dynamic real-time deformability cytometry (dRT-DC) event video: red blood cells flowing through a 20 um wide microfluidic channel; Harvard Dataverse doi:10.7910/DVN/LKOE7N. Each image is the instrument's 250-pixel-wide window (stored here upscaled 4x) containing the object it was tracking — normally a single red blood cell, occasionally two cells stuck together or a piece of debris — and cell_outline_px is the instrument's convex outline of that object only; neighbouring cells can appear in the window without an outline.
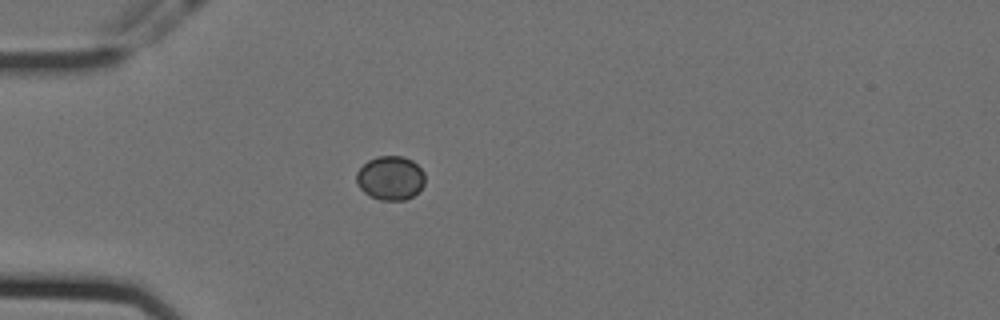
{"species": "Egyptian fruit bat (a non-hibernating species)", "species_latin": "Rousettus aegyptiacus", "temperature_condition": "cold", "stored_images_in_passage": 43, "camera_frame_rate_fps": 3000, "um_per_image_px": 0.085, "animal": {"sex": "female"}, "frame": {"image": 1, "passage_image": 3, "time_ms": 0.667, "image_size_px": [1000, 320], "cell_outline_px": [[424, 184], [412, 196], [404, 200], [380, 200], [368, 196], [356, 184], [356, 172], [368, 160], [376, 156], [404, 156], [412, 160], [424, 172]], "centroid_in_image_um": [33.15, 15.12], "position_along_channel_um": 51.8, "area_um2": 17.63}}
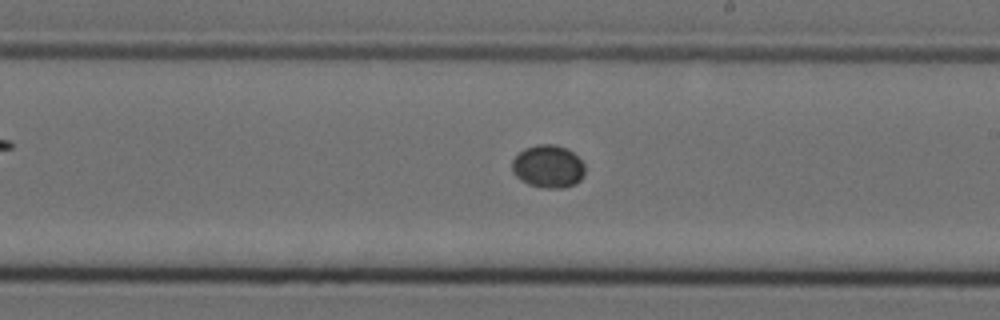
{"frame": {"image": 2, "passage_image": 20, "time_ms": 6.333, "image_size_px": [1000, 320], "cell_outline_px": [[584, 176], [576, 184], [564, 188], [540, 188], [528, 184], [520, 180], [512, 172], [512, 160], [524, 148], [536, 144], [556, 144], [568, 148], [584, 164]], "centroid_in_image_um": [46.58, 14.15], "position_along_channel_um": 242.4, "area_um2": 18.44}}
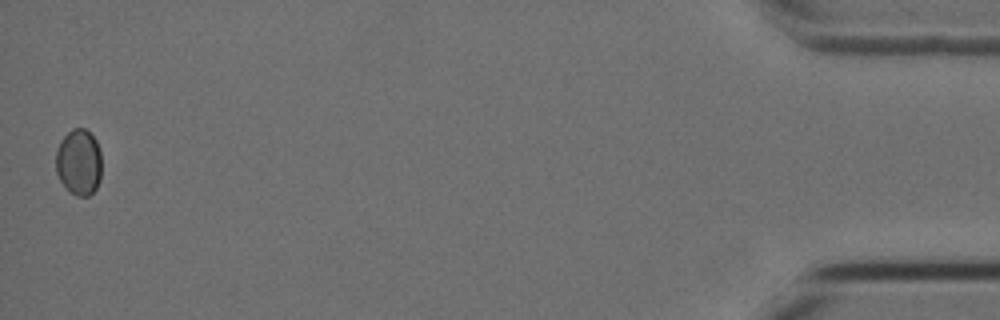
{"frame": {"image": 3, "passage_image": 43, "time_ms": 14.0, "image_size_px": [1000, 320], "cell_outline_px": [[100, 180], [96, 188], [88, 196], [76, 196], [60, 180], [56, 172], [56, 152], [60, 140], [72, 128], [84, 128], [96, 140], [100, 148]], "centroid_in_image_um": [6.7, 13.76], "position_along_channel_um": 428.5, "area_um2": 17.51}}